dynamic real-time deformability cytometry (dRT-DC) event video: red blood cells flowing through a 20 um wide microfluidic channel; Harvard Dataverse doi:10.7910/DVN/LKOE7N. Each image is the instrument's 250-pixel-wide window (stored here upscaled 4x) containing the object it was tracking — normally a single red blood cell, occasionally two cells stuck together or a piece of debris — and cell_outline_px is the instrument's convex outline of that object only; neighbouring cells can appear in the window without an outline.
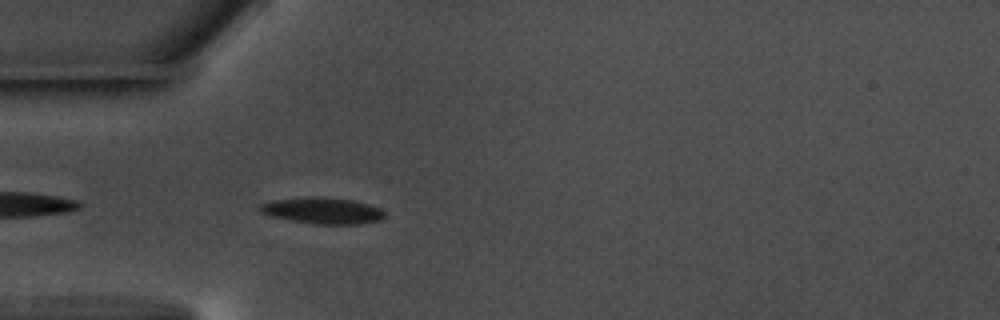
{"species": "common noctule bat (a hibernating species)", "species_latin": "Nyctalus noctula", "temperature_condition": "warm", "stored_images_in_passage": 43, "camera_frame_rate_fps": 3000, "um_per_image_px": 0.085, "animal": {"sex": "male", "body_mass_g": 17.5, "forearm_length_mm": 52.3}, "frame": {"image": 1, "passage_image": 3, "time_ms": 0.667, "image_size_px": [1000, 320], "cell_outline_px": [[384, 216], [380, 220], [360, 224], [312, 224], [272, 216], [260, 212], [260, 204], [272, 200], [312, 196], [324, 196], [352, 200], [368, 204], [380, 208], [384, 212]], "centroid_in_image_um": [27.42, 17.89], "position_along_channel_um": 57.6, "area_um2": 19.13}}
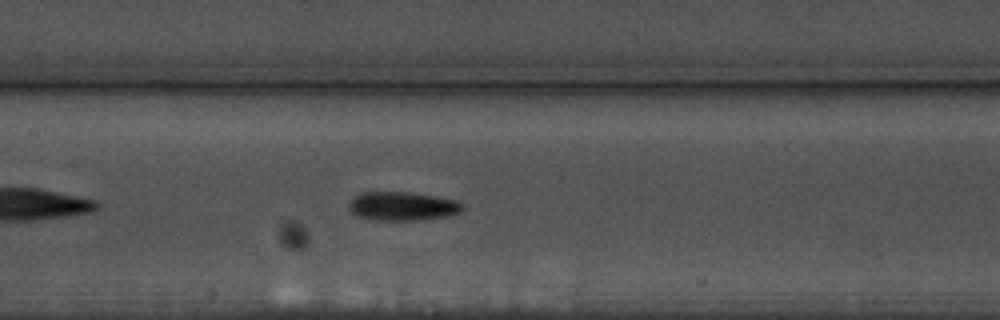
{"frame": {"image": 2, "passage_image": 13, "time_ms": 4.0, "image_size_px": [1000, 320], "cell_outline_px": [[464, 208], [460, 212], [448, 216], [416, 220], [372, 220], [356, 216], [348, 208], [348, 200], [360, 192], [408, 192], [436, 196], [456, 200], [464, 204]], "centroid_in_image_um": [34.17, 17.52], "position_along_channel_um": 173.2, "area_um2": 19.31}}
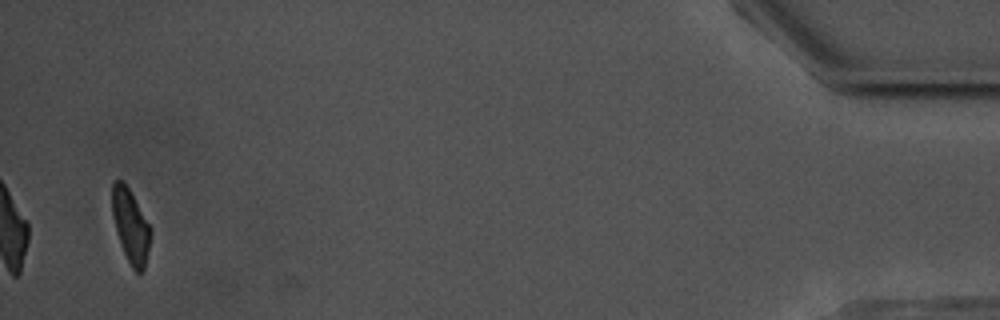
{"frame": {"image": 3, "passage_image": 41, "time_ms": 13.333, "image_size_px": [1000, 320], "cell_outline_px": [[152, 232], [144, 268], [140, 272], [136, 272], [132, 268], [124, 252], [116, 228], [112, 212], [112, 184], [116, 180], [120, 180], [128, 188], [152, 228]], "centroid_in_image_um": [11.12, 19.2], "position_along_channel_um": 424.1, "area_um2": 16.01}, "authors_computed_cell_mechanics": {"area_um2": 18.0336, "velocity_mm_per_s": 3.6133, "shape_relaxation_time_tau1_ms": 3.1871, "shape_relaxation_time_tau2_ms": 8.3381, "deformation_change_tau1": 0.1199, "deformation_change_tau2": 0.1404}}